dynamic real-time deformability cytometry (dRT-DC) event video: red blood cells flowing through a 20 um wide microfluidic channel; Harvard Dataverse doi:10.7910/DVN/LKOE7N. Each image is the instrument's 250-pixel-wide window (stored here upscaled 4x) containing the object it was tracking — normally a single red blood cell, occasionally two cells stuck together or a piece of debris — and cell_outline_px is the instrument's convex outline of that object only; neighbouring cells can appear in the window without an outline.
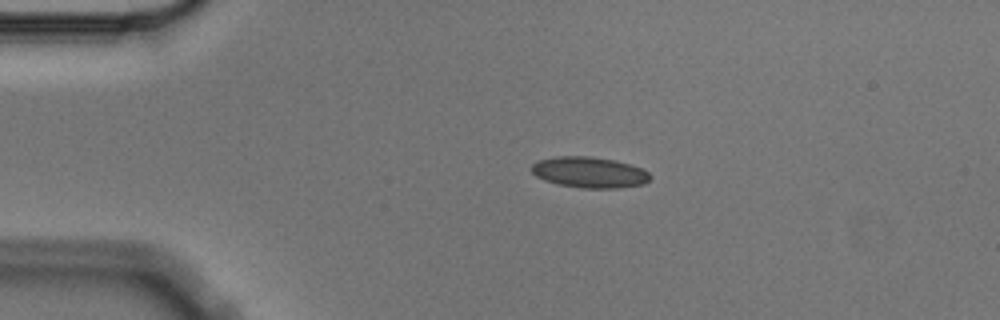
{"species": "Egyptian fruit bat (a non-hibernating species)", "species_latin": "Rousettus aegyptiacus", "temperature_condition": "cold", "stored_images_in_passage": 4, "camera_frame_rate_fps": 3000, "um_per_image_px": 0.085, "animal": {"sex": "male"}, "frame": {"image": 1, "passage_image": 3, "time_ms": 0.667, "image_size_px": [1000, 320], "cell_outline_px": [[652, 176], [644, 184], [620, 188], [580, 188], [556, 184], [544, 180], [536, 176], [532, 172], [532, 164], [540, 160], [556, 156], [592, 156], [632, 164], [648, 172]], "centroid_in_image_um": [50.1, 14.65], "position_along_channel_um": 34.9, "area_um2": 21.44}}